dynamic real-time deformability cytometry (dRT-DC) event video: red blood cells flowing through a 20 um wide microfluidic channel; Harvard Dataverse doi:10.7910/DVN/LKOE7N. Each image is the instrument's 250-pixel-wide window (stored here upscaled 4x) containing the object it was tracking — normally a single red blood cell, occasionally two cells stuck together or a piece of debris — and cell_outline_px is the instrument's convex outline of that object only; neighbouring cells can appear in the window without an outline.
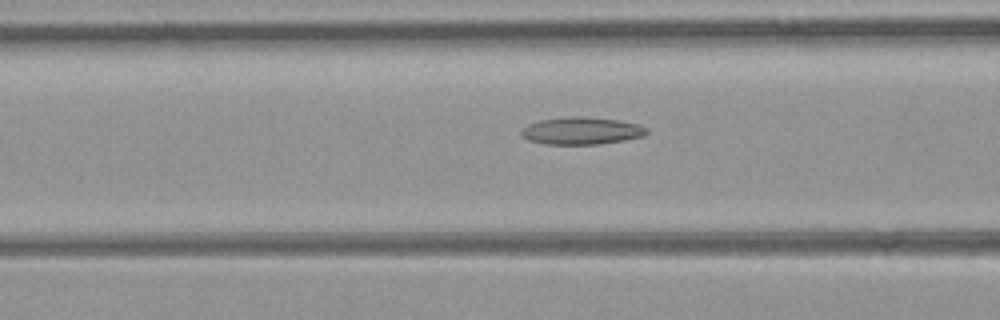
{"species": "common noctule bat (a hibernating species)", "species_latin": "Nyctalus noctula", "temperature_condition": "room temperature", "stored_images_in_passage": 39, "camera_frame_rate_fps": 3000, "um_per_image_px": 0.085, "animal": {"sex": "female", "body_mass_g": 21.9}, "frame": {"image": 1, "passage_image": 11, "time_ms": 3.333, "image_size_px": [1000, 320], "cell_outline_px": [[648, 132], [644, 136], [624, 140], [600, 144], [548, 144], [528, 140], [520, 132], [528, 124], [540, 120], [568, 116], [584, 116], [620, 120], [636, 124], [648, 128]], "centroid_in_image_um": [49.46, 11.11], "position_along_channel_um": 117.1, "area_um2": 19.94}}
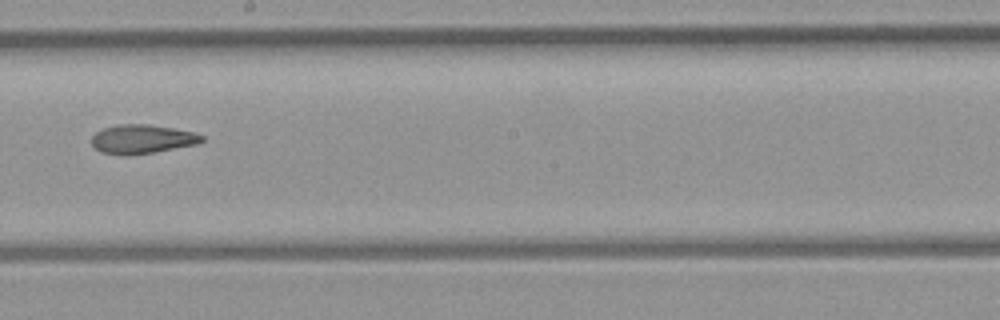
{"frame": {"image": 2, "passage_image": 19, "time_ms": 6.0, "image_size_px": [1000, 320], "cell_outline_px": [[204, 140], [196, 144], [152, 152], [128, 156], [100, 152], [92, 144], [92, 136], [100, 128], [116, 124], [148, 124], [172, 128], [192, 132], [204, 136]], "centroid_in_image_um": [12.02, 11.81], "position_along_channel_um": 236.2, "area_um2": 18.55}}
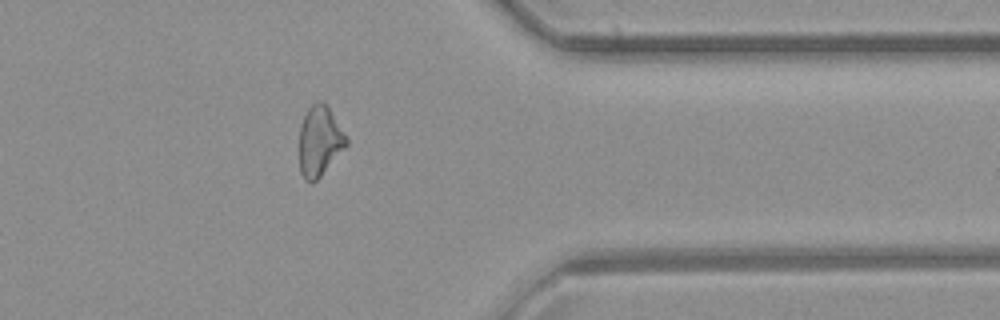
{"frame": {"image": 3, "passage_image": 30, "time_ms": 9.667, "image_size_px": [1000, 320], "cell_outline_px": [[348, 144], [320, 176], [312, 184], [308, 184], [304, 180], [300, 172], [300, 128], [304, 116], [308, 108], [316, 100], [324, 100], [348, 140]], "centroid_in_image_um": [27.15, 12.0], "position_along_channel_um": 384.3, "area_um2": 19.07}, "authors_computed_cell_mechanics": {"area_um2": 19.1896, "velocity_mm_per_s": 4.4401, "shape_relaxation_time_tau1_ms": null, "shape_relaxation_time_tau2_ms": 6.4885, "deformation_change_tau1": null, "deformation_change_tau2": 0.1733}}